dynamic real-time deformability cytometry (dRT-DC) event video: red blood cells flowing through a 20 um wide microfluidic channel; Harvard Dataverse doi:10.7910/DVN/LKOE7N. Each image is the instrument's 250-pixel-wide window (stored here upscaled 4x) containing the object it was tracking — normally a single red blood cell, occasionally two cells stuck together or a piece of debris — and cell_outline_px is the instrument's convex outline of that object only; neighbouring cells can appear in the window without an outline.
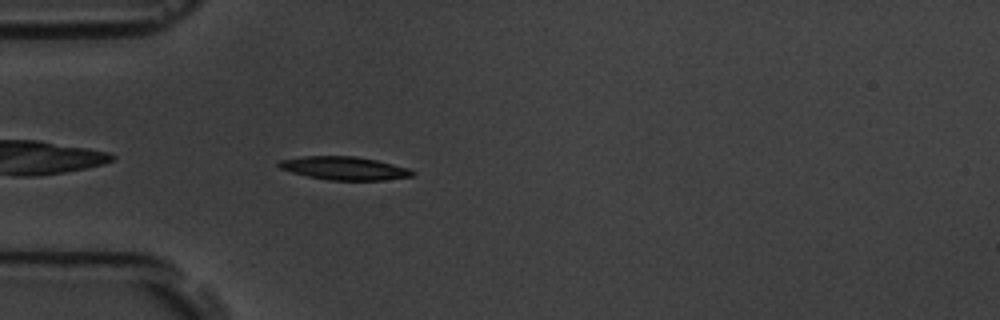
{"species": "common noctule bat (a hibernating species)", "species_latin": "Nyctalus noctula", "temperature_condition": "room temperature", "stored_images_in_passage": 4, "camera_frame_rate_fps": 3000, "um_per_image_px": 0.085, "animal": {"sex": "male", "body_mass_g": 19.5, "forearm_length_mm": 54.6}, "frame": {"image": 1, "passage_image": 4, "time_ms": 4.333, "image_size_px": [1000, 320], "cell_outline_px": [[416, 172], [412, 176], [384, 180], [328, 180], [308, 176], [292, 172], [280, 168], [276, 164], [280, 160], [300, 156], [356, 156], [376, 160], [408, 168]], "centroid_in_image_um": [29.25, 14.29], "position_along_channel_um": 55.8, "area_um2": 18.03}}